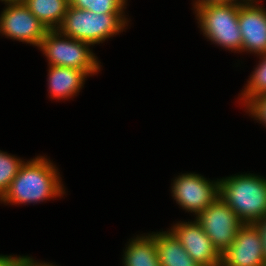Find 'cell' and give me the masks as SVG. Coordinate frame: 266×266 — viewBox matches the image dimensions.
Masks as SVG:
<instances>
[{
	"label": "cell",
	"mask_w": 266,
	"mask_h": 266,
	"mask_svg": "<svg viewBox=\"0 0 266 266\" xmlns=\"http://www.w3.org/2000/svg\"><path fill=\"white\" fill-rule=\"evenodd\" d=\"M230 2H233V3H238V4H245V3H249L251 1H254V0H229Z\"/></svg>",
	"instance_id": "cb8c5ba5"
},
{
	"label": "cell",
	"mask_w": 266,
	"mask_h": 266,
	"mask_svg": "<svg viewBox=\"0 0 266 266\" xmlns=\"http://www.w3.org/2000/svg\"><path fill=\"white\" fill-rule=\"evenodd\" d=\"M25 161L0 150V199L8 191L11 182Z\"/></svg>",
	"instance_id": "ac0fdd59"
},
{
	"label": "cell",
	"mask_w": 266,
	"mask_h": 266,
	"mask_svg": "<svg viewBox=\"0 0 266 266\" xmlns=\"http://www.w3.org/2000/svg\"><path fill=\"white\" fill-rule=\"evenodd\" d=\"M171 186L176 203L196 216L213 204L220 194V179L211 181L196 173L175 177Z\"/></svg>",
	"instance_id": "8992f818"
},
{
	"label": "cell",
	"mask_w": 266,
	"mask_h": 266,
	"mask_svg": "<svg viewBox=\"0 0 266 266\" xmlns=\"http://www.w3.org/2000/svg\"><path fill=\"white\" fill-rule=\"evenodd\" d=\"M49 66L48 91L52 99L66 100L80 92L87 75L78 69L62 66Z\"/></svg>",
	"instance_id": "7c38bea8"
},
{
	"label": "cell",
	"mask_w": 266,
	"mask_h": 266,
	"mask_svg": "<svg viewBox=\"0 0 266 266\" xmlns=\"http://www.w3.org/2000/svg\"><path fill=\"white\" fill-rule=\"evenodd\" d=\"M222 266H266L262 238L254 224H243L231 246L221 255Z\"/></svg>",
	"instance_id": "30bf717a"
},
{
	"label": "cell",
	"mask_w": 266,
	"mask_h": 266,
	"mask_svg": "<svg viewBox=\"0 0 266 266\" xmlns=\"http://www.w3.org/2000/svg\"><path fill=\"white\" fill-rule=\"evenodd\" d=\"M154 240L161 266H201L170 231L154 232Z\"/></svg>",
	"instance_id": "4fadbf2b"
},
{
	"label": "cell",
	"mask_w": 266,
	"mask_h": 266,
	"mask_svg": "<svg viewBox=\"0 0 266 266\" xmlns=\"http://www.w3.org/2000/svg\"><path fill=\"white\" fill-rule=\"evenodd\" d=\"M127 0H69L70 6L93 13H125Z\"/></svg>",
	"instance_id": "e0dca14e"
},
{
	"label": "cell",
	"mask_w": 266,
	"mask_h": 266,
	"mask_svg": "<svg viewBox=\"0 0 266 266\" xmlns=\"http://www.w3.org/2000/svg\"><path fill=\"white\" fill-rule=\"evenodd\" d=\"M260 57L259 64L252 71L247 85L244 86L245 88L240 94V101H243L242 105L260 95L266 94V54L260 55Z\"/></svg>",
	"instance_id": "2e32d148"
},
{
	"label": "cell",
	"mask_w": 266,
	"mask_h": 266,
	"mask_svg": "<svg viewBox=\"0 0 266 266\" xmlns=\"http://www.w3.org/2000/svg\"><path fill=\"white\" fill-rule=\"evenodd\" d=\"M260 232L263 245L264 259L266 261V216L263 217L260 221L254 224Z\"/></svg>",
	"instance_id": "44dd1931"
},
{
	"label": "cell",
	"mask_w": 266,
	"mask_h": 266,
	"mask_svg": "<svg viewBox=\"0 0 266 266\" xmlns=\"http://www.w3.org/2000/svg\"><path fill=\"white\" fill-rule=\"evenodd\" d=\"M128 20L124 13H93L69 6L57 29L62 35L91 45L123 32Z\"/></svg>",
	"instance_id": "3957f363"
},
{
	"label": "cell",
	"mask_w": 266,
	"mask_h": 266,
	"mask_svg": "<svg viewBox=\"0 0 266 266\" xmlns=\"http://www.w3.org/2000/svg\"><path fill=\"white\" fill-rule=\"evenodd\" d=\"M195 219L221 255L231 246L244 224L220 197Z\"/></svg>",
	"instance_id": "52a82bcc"
},
{
	"label": "cell",
	"mask_w": 266,
	"mask_h": 266,
	"mask_svg": "<svg viewBox=\"0 0 266 266\" xmlns=\"http://www.w3.org/2000/svg\"><path fill=\"white\" fill-rule=\"evenodd\" d=\"M61 181L56 165L45 156H37L21 165L0 201L26 205L61 197L65 194Z\"/></svg>",
	"instance_id": "6da1fadb"
},
{
	"label": "cell",
	"mask_w": 266,
	"mask_h": 266,
	"mask_svg": "<svg viewBox=\"0 0 266 266\" xmlns=\"http://www.w3.org/2000/svg\"><path fill=\"white\" fill-rule=\"evenodd\" d=\"M90 46V43L62 35L58 30H48L38 48L47 57L48 65L75 68L89 77L101 69Z\"/></svg>",
	"instance_id": "5b68a950"
},
{
	"label": "cell",
	"mask_w": 266,
	"mask_h": 266,
	"mask_svg": "<svg viewBox=\"0 0 266 266\" xmlns=\"http://www.w3.org/2000/svg\"><path fill=\"white\" fill-rule=\"evenodd\" d=\"M244 107L252 118L266 126V94L248 101Z\"/></svg>",
	"instance_id": "d6986e66"
},
{
	"label": "cell",
	"mask_w": 266,
	"mask_h": 266,
	"mask_svg": "<svg viewBox=\"0 0 266 266\" xmlns=\"http://www.w3.org/2000/svg\"><path fill=\"white\" fill-rule=\"evenodd\" d=\"M219 197L244 224H255L266 216V178L238 174L220 178Z\"/></svg>",
	"instance_id": "7a4b0ae2"
},
{
	"label": "cell",
	"mask_w": 266,
	"mask_h": 266,
	"mask_svg": "<svg viewBox=\"0 0 266 266\" xmlns=\"http://www.w3.org/2000/svg\"><path fill=\"white\" fill-rule=\"evenodd\" d=\"M229 0H195L193 6H202L208 4L229 3Z\"/></svg>",
	"instance_id": "603a6c76"
},
{
	"label": "cell",
	"mask_w": 266,
	"mask_h": 266,
	"mask_svg": "<svg viewBox=\"0 0 266 266\" xmlns=\"http://www.w3.org/2000/svg\"><path fill=\"white\" fill-rule=\"evenodd\" d=\"M193 9L203 36L221 48L242 53L238 3L208 4Z\"/></svg>",
	"instance_id": "277c9868"
},
{
	"label": "cell",
	"mask_w": 266,
	"mask_h": 266,
	"mask_svg": "<svg viewBox=\"0 0 266 266\" xmlns=\"http://www.w3.org/2000/svg\"><path fill=\"white\" fill-rule=\"evenodd\" d=\"M123 257L124 266H161L156 250L154 232L142 234L126 245Z\"/></svg>",
	"instance_id": "5bb4252c"
},
{
	"label": "cell",
	"mask_w": 266,
	"mask_h": 266,
	"mask_svg": "<svg viewBox=\"0 0 266 266\" xmlns=\"http://www.w3.org/2000/svg\"><path fill=\"white\" fill-rule=\"evenodd\" d=\"M4 4L6 7L0 15V33L6 38L38 47L47 28L21 0Z\"/></svg>",
	"instance_id": "ba28073f"
},
{
	"label": "cell",
	"mask_w": 266,
	"mask_h": 266,
	"mask_svg": "<svg viewBox=\"0 0 266 266\" xmlns=\"http://www.w3.org/2000/svg\"><path fill=\"white\" fill-rule=\"evenodd\" d=\"M2 2H11V1H18V0H0Z\"/></svg>",
	"instance_id": "d4e9b609"
},
{
	"label": "cell",
	"mask_w": 266,
	"mask_h": 266,
	"mask_svg": "<svg viewBox=\"0 0 266 266\" xmlns=\"http://www.w3.org/2000/svg\"><path fill=\"white\" fill-rule=\"evenodd\" d=\"M16 260L17 256L0 254V266H16Z\"/></svg>",
	"instance_id": "7402d4cb"
},
{
	"label": "cell",
	"mask_w": 266,
	"mask_h": 266,
	"mask_svg": "<svg viewBox=\"0 0 266 266\" xmlns=\"http://www.w3.org/2000/svg\"><path fill=\"white\" fill-rule=\"evenodd\" d=\"M35 259L31 258L30 256H17L16 266H57L53 265L52 263H45V262H37Z\"/></svg>",
	"instance_id": "ffe728a7"
},
{
	"label": "cell",
	"mask_w": 266,
	"mask_h": 266,
	"mask_svg": "<svg viewBox=\"0 0 266 266\" xmlns=\"http://www.w3.org/2000/svg\"><path fill=\"white\" fill-rule=\"evenodd\" d=\"M169 231L199 265L218 266L221 264V254L196 219L173 224Z\"/></svg>",
	"instance_id": "9c48e42d"
},
{
	"label": "cell",
	"mask_w": 266,
	"mask_h": 266,
	"mask_svg": "<svg viewBox=\"0 0 266 266\" xmlns=\"http://www.w3.org/2000/svg\"><path fill=\"white\" fill-rule=\"evenodd\" d=\"M258 0L239 4L238 24L242 37V52L266 54V9Z\"/></svg>",
	"instance_id": "8fae6325"
},
{
	"label": "cell",
	"mask_w": 266,
	"mask_h": 266,
	"mask_svg": "<svg viewBox=\"0 0 266 266\" xmlns=\"http://www.w3.org/2000/svg\"><path fill=\"white\" fill-rule=\"evenodd\" d=\"M47 30H57L70 6L69 0H21Z\"/></svg>",
	"instance_id": "9a60e30c"
}]
</instances>
